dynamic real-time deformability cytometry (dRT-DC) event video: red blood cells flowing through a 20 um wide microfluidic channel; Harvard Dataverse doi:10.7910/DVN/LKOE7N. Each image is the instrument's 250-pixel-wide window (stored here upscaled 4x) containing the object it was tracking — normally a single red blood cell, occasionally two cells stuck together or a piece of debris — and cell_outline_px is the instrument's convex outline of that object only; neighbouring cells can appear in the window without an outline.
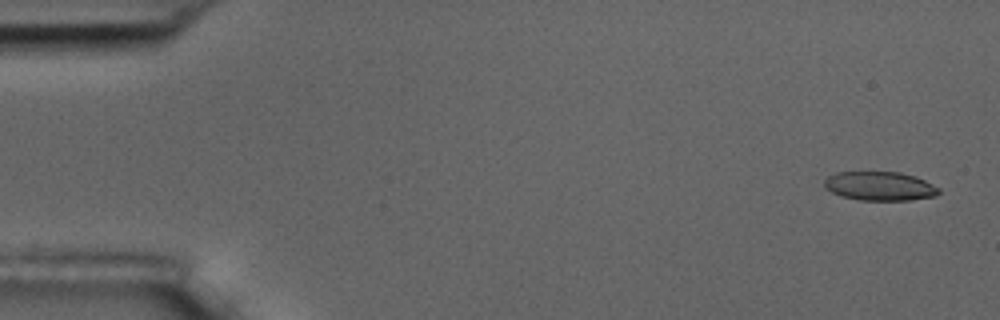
{"species": "common noctule bat (a hibernating species)", "species_latin": "Nyctalus noctula", "temperature_condition": "room temperature", "stored_images_in_passage": 5, "camera_frame_rate_fps": 3000, "um_per_image_px": 0.085, "animal": {"sex": "male", "body_mass_g": 17.5, "forearm_length_mm": 52.3}, "frame": {"image": 1, "passage_image": 1, "time_ms": 0.0, "image_size_px": [1000, 320], "cell_outline_px": [[940, 192], [936, 196], [908, 200], [860, 200], [840, 196], [824, 188], [824, 180], [828, 176], [836, 172], [900, 172], [916, 176], [940, 188]], "centroid_in_image_um": [74.77, 15.82], "position_along_channel_um": 10.2, "area_um2": 19.42}}
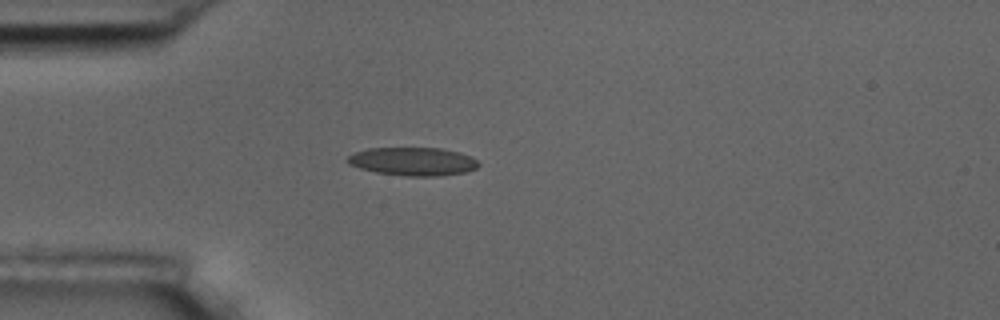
{"frame": {"image": 2, "passage_image": 5, "time_ms": 4.333, "image_size_px": [1000, 320], "cell_outline_px": [[480, 164], [476, 168], [468, 172], [436, 176], [408, 176], [376, 172], [360, 168], [348, 164], [344, 160], [348, 156], [356, 152], [368, 148], [440, 148], [460, 152], [472, 156]], "centroid_in_image_um": [35.11, 13.72], "position_along_channel_um": 49.9, "area_um2": 21.68}}